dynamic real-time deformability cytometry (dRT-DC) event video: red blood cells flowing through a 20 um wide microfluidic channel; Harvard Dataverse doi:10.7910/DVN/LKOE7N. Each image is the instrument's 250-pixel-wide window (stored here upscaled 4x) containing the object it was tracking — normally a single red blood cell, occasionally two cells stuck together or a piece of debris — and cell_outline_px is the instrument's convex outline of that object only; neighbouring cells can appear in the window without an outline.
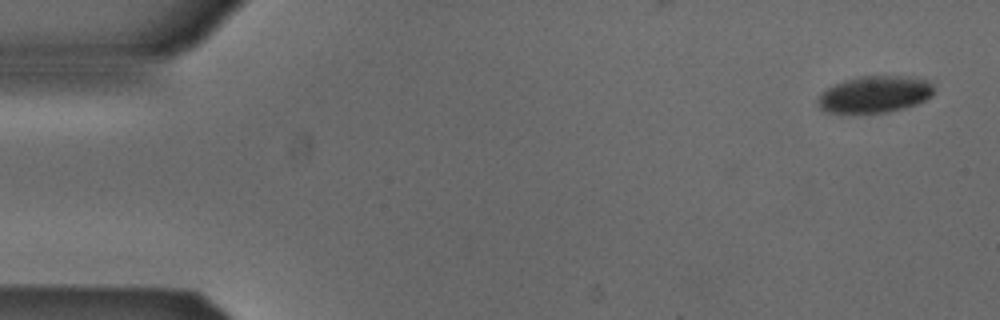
{"species": "Egyptian fruit bat (a non-hibernating species)", "species_latin": "Rousettus aegyptiacus", "temperature_condition": "cold", "stored_images_in_passage": 9, "camera_frame_rate_fps": 3000, "um_per_image_px": 0.085, "animal": {"sex": "male"}, "frame": {"image": 1, "passage_image": 1, "time_ms": 0.0, "image_size_px": [1000, 320], "cell_outline_px": [[932, 96], [916, 104], [904, 108], [888, 112], [840, 116], [824, 112], [816, 104], [816, 100], [820, 92], [844, 80], [860, 76], [908, 76], [928, 80], [932, 84]], "centroid_in_image_um": [74.25, 8.07], "position_along_channel_um": 10.8, "area_um2": 25.72}}